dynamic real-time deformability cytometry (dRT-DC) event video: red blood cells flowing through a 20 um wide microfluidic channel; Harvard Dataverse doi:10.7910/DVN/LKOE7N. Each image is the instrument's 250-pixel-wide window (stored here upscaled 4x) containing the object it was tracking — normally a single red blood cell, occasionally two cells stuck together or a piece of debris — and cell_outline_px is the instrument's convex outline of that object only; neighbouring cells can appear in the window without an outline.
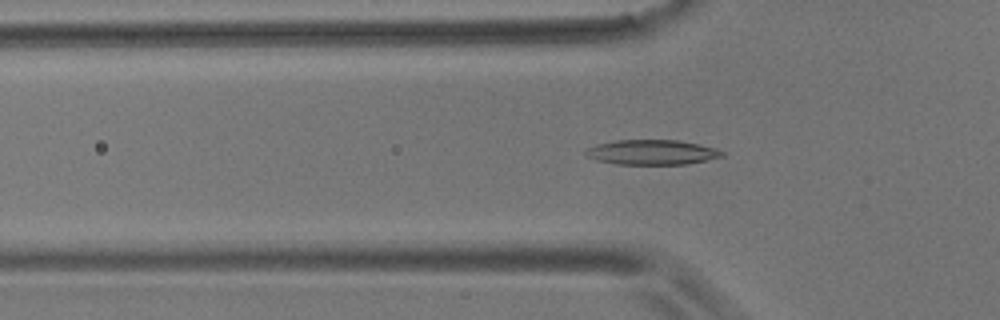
{"species": "common noctule bat (a hibernating species)", "species_latin": "Nyctalus noctula", "temperature_condition": "room temperature", "stored_images_in_passage": 49, "camera_frame_rate_fps": 3000, "um_per_image_px": 0.085, "animal": {"sex": "male", "body_mass_g": 17.9}, "frame": {"image": 1, "passage_image": 17, "time_ms": 5.333, "image_size_px": [1000, 320], "cell_outline_px": [[724, 156], [708, 160], [688, 164], [616, 164], [596, 160], [588, 156], [584, 152], [588, 148], [596, 144], [616, 140], [676, 140], [716, 148], [724, 152]], "centroid_in_image_um": [55.42, 12.94], "position_along_channel_um": 70.4, "area_um2": 19.71}}
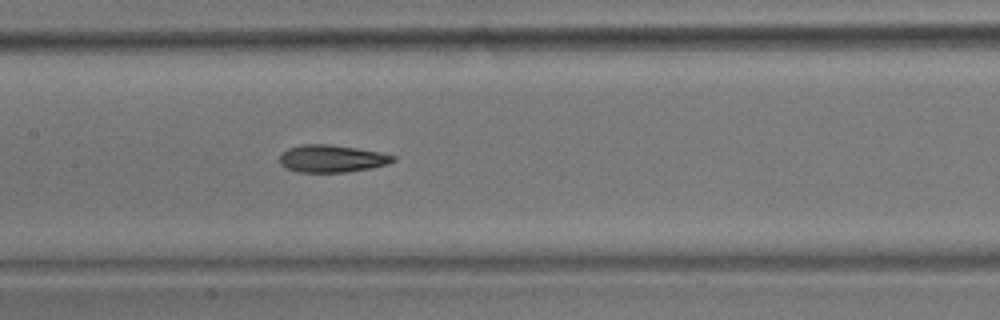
{"frame": {"image": 2, "passage_image": 26, "time_ms": 8.333, "image_size_px": [1000, 320], "cell_outline_px": [[396, 160], [388, 164], [372, 168], [344, 172], [300, 172], [284, 168], [280, 164], [280, 156], [288, 148], [304, 144], [328, 144], [356, 148], [380, 152], [396, 156]], "centroid_in_image_um": [28.22, 13.48], "position_along_channel_um": 179.2, "area_um2": 18.09}}
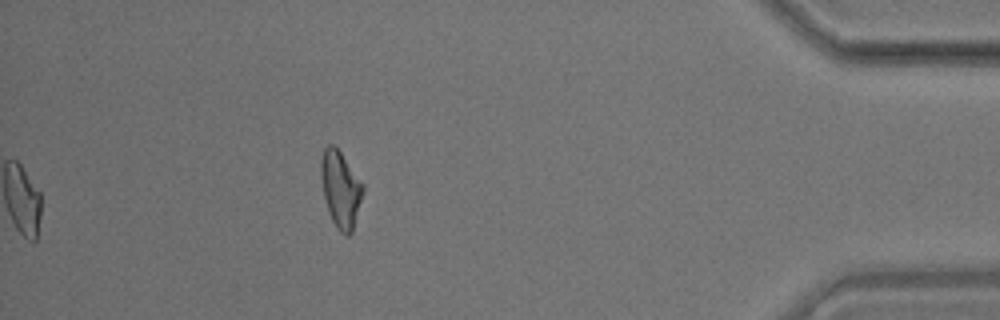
{"frame": {"image": 3, "passage_image": 49, "time_ms": 16.0, "image_size_px": [1000, 320], "cell_outline_px": [[364, 188], [352, 232], [348, 236], [344, 236], [336, 228], [328, 212], [324, 196], [320, 176], [320, 160], [324, 148], [328, 144], [332, 144], [340, 152], [364, 184]], "centroid_in_image_um": [28.93, 16.09], "position_along_channel_um": 406.3, "area_um2": 18.67}, "authors_computed_cell_mechanics": {"area_um2": 18.3226, "velocity_mm_per_s": 3.595, "shape_relaxation_time_tau1_ms": 5.9202, "shape_relaxation_time_tau2_ms": 3.3241, "deformation_change_tau1": 0.1696, "deformation_change_tau2": 0.1203}}